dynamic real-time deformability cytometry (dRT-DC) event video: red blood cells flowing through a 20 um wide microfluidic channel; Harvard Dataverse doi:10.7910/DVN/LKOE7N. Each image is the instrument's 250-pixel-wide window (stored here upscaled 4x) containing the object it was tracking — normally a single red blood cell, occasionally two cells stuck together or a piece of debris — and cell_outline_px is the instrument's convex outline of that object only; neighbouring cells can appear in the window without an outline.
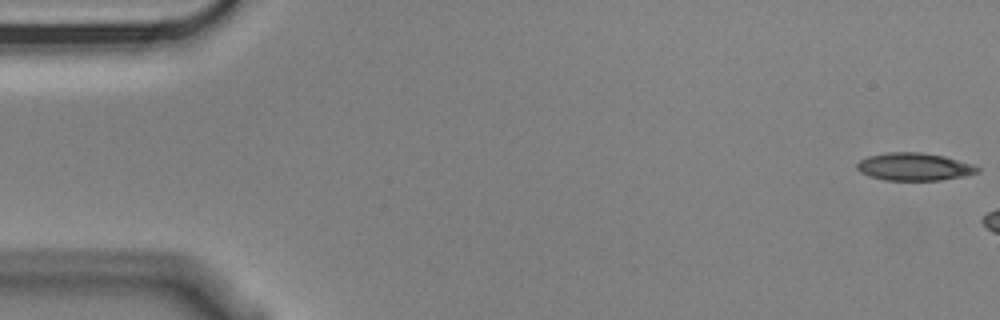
{"species": "Egyptian fruit bat (a non-hibernating species)", "species_latin": "Rousettus aegyptiacus", "temperature_condition": "cold", "stored_images_in_passage": 3, "camera_frame_rate_fps": 3000, "um_per_image_px": 0.085, "animal": {"sex": "male"}, "frame": {"image": 1, "passage_image": 1, "time_ms": 0.0, "image_size_px": [1000, 320], "cell_outline_px": [[980, 168], [976, 172], [964, 176], [940, 180], [884, 180], [868, 176], [860, 172], [856, 168], [856, 164], [860, 160], [868, 156], [888, 152], [920, 152], [944, 156], [972, 164]], "centroid_in_image_um": [77.66, 14.17], "position_along_channel_um": 7.3, "area_um2": 19.36}}